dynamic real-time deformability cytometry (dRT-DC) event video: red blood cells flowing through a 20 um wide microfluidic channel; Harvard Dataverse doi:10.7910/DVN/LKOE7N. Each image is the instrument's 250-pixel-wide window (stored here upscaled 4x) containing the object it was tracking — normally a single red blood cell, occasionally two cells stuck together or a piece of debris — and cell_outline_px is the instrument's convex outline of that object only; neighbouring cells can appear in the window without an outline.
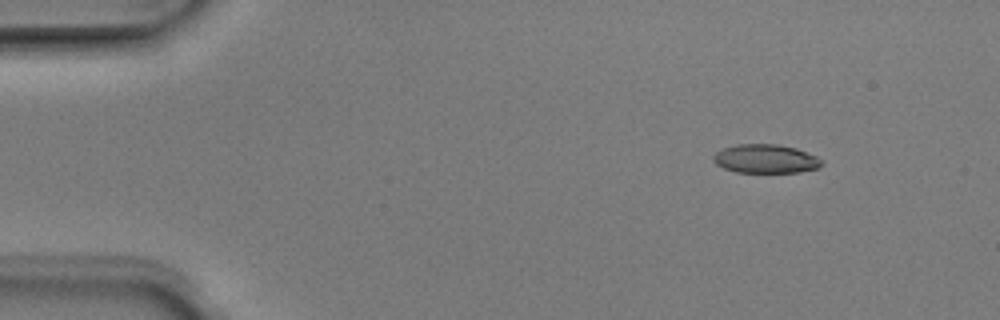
{"species": "Egyptian fruit bat (a non-hibernating species)", "species_latin": "Rousettus aegyptiacus", "temperature_condition": "room temperature", "stored_images_in_passage": 6, "camera_frame_rate_fps": 3000, "um_per_image_px": 0.085, "animal": {"sex": "male"}, "frame": {"image": 1, "passage_image": 1, "time_ms": 0.0, "image_size_px": [1000, 320], "cell_outline_px": [[824, 164], [820, 168], [800, 172], [736, 172], [724, 168], [716, 164], [712, 160], [712, 156], [716, 152], [724, 148], [736, 144], [776, 144], [796, 148], [816, 156], [824, 160]], "centroid_in_image_um": [65.1, 13.5], "position_along_channel_um": 19.9, "area_um2": 18.32}}
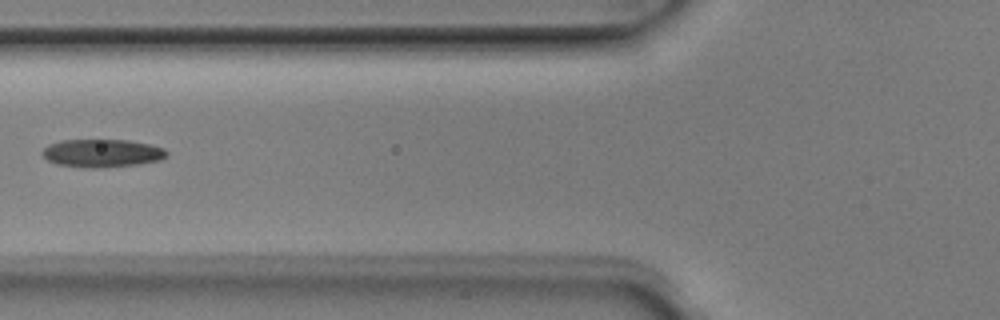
{"frame": {"image": 2, "passage_image": 5, "time_ms": 1.333, "image_size_px": [1000, 320], "cell_outline_px": [[168, 156], [160, 160], [136, 164], [96, 168], [92, 168], [56, 164], [48, 160], [40, 152], [48, 144], [60, 140], [128, 140], [148, 144], [164, 148], [168, 152]], "centroid_in_image_um": [8.66, 13.01], "position_along_channel_um": 117.1, "area_um2": 20.23}}
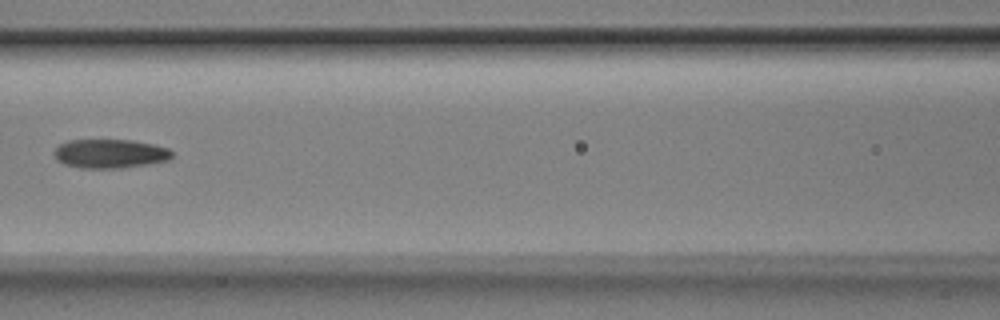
{"frame": {"image": 3, "passage_image": 6, "time_ms": 1.667, "image_size_px": [1000, 320], "cell_outline_px": [[172, 156], [168, 160], [148, 164], [120, 168], [80, 168], [64, 164], [56, 160], [52, 152], [60, 144], [68, 140], [132, 140], [152, 144], [168, 148], [172, 152]], "centroid_in_image_um": [9.31, 13.06], "position_along_channel_um": 157.3, "area_um2": 19.94}}